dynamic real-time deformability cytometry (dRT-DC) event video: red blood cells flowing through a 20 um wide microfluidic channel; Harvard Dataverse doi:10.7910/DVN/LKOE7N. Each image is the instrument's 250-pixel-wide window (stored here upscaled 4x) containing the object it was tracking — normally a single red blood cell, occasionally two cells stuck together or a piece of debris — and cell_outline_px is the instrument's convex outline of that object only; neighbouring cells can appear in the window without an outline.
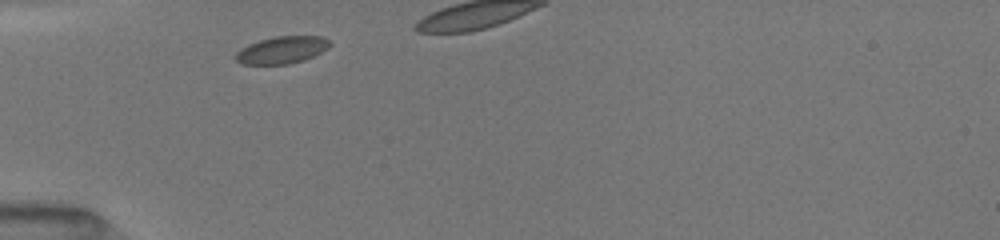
{"species": "common noctule bat (a hibernating species)", "species_latin": "Nyctalus noctula", "temperature_condition": "room temperature", "stored_images_in_passage": 5, "camera_frame_rate_fps": 3000, "um_per_image_px": 0.085, "animal": {"sex": "female", "body_mass_g": 19.5, "forearm_length_mm": 54.1}, "frame": {"image": 1, "passage_image": 1, "time_ms": 0.0, "image_size_px": [1000, 240], "cell_outline_px": [[332, 44], [328, 48], [304, 60], [288, 64], [240, 64], [236, 60], [236, 52], [240, 48], [248, 44], [260, 40], [276, 36], [320, 36], [328, 40]], "centroid_in_image_um": [23.94, 4.24], "position_along_channel_um": 61.1, "area_um2": 14.85}}